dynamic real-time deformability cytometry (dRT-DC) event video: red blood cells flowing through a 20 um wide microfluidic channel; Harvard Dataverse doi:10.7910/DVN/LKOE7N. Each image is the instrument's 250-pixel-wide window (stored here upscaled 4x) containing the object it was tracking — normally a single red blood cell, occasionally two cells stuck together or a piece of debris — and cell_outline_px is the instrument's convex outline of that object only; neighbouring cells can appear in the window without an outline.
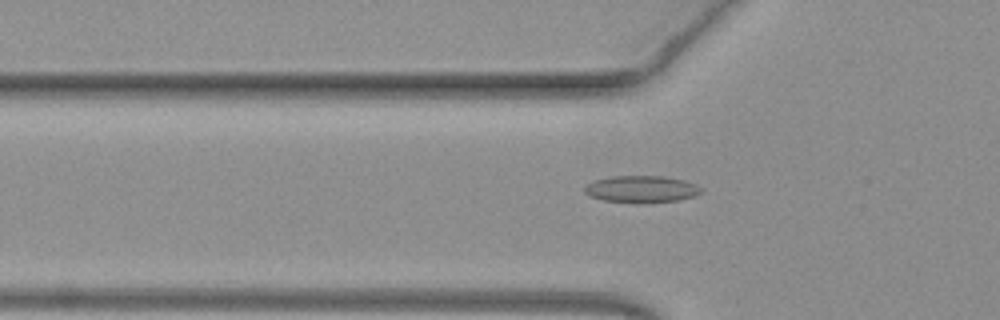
{"species": "common noctule bat (a hibernating species)", "species_latin": "Nyctalus noctula", "temperature_condition": "warm", "stored_images_in_passage": 37, "camera_frame_rate_fps": 3000, "um_per_image_px": 0.085, "animal": {"sex": "female", "body_mass_g": 19.3, "forearm_length_mm": 54.1}, "frame": {"image": 1, "passage_image": 3, "time_ms": 0.667, "image_size_px": [1000, 320], "cell_outline_px": [[704, 188], [700, 192], [692, 196], [676, 200], [636, 204], [604, 200], [588, 196], [584, 192], [584, 188], [592, 180], [612, 176], [664, 176], [684, 180], [696, 184]], "centroid_in_image_um": [54.48, 16.08], "position_along_channel_um": 71.3, "area_um2": 18.44}}
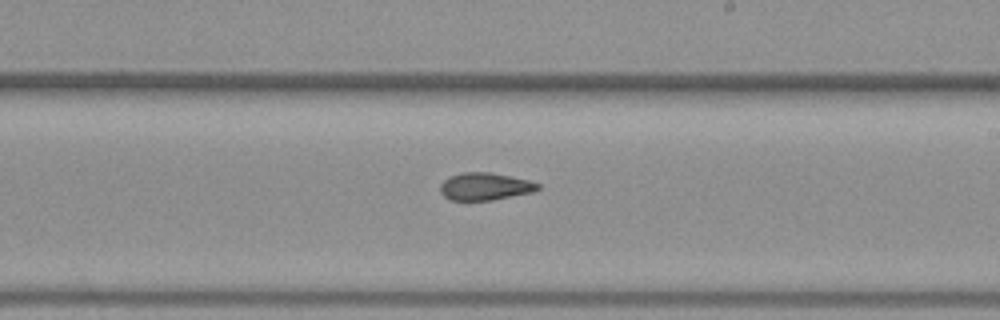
{"frame": {"image": 2, "passage_image": 16, "time_ms": 5.0, "image_size_px": [1000, 320], "cell_outline_px": [[540, 188], [532, 192], [492, 200], [448, 200], [440, 192], [440, 184], [448, 176], [464, 172], [488, 172], [528, 180], [540, 184]], "centroid_in_image_um": [41.18, 15.85], "position_along_channel_um": 247.8, "area_um2": 15.55}}
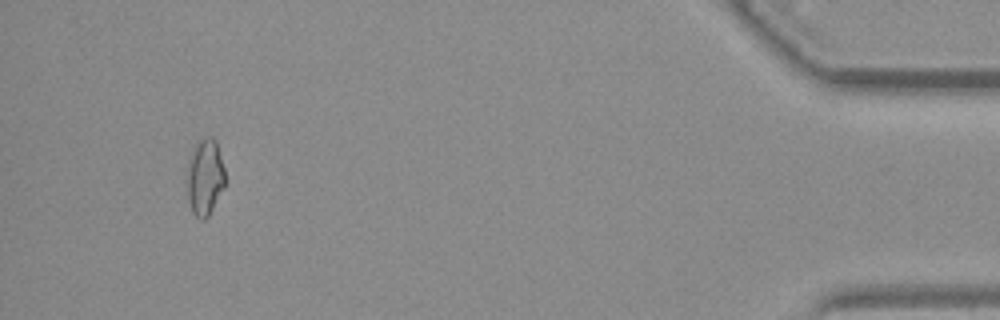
{"frame": {"image": 3, "passage_image": 34, "time_ms": 11.0, "image_size_px": [1000, 320], "cell_outline_px": [[228, 180], [224, 188], [208, 216], [204, 220], [200, 220], [192, 212], [188, 200], [188, 160], [196, 144], [204, 136], [212, 136], [216, 140]], "centroid_in_image_um": [17.46, 15.05], "position_along_channel_um": 417.7, "area_um2": 17.17}, "authors_computed_cell_mechanics": {"area_um2": 16.0684, "velocity_mm_per_s": 4.0527, "shape_relaxation_time_tau1_ms": 5.7115, "shape_relaxation_time_tau2_ms": 3.1047, "deformation_change_tau1": 0.1333, "deformation_change_tau2": 0.0942}}